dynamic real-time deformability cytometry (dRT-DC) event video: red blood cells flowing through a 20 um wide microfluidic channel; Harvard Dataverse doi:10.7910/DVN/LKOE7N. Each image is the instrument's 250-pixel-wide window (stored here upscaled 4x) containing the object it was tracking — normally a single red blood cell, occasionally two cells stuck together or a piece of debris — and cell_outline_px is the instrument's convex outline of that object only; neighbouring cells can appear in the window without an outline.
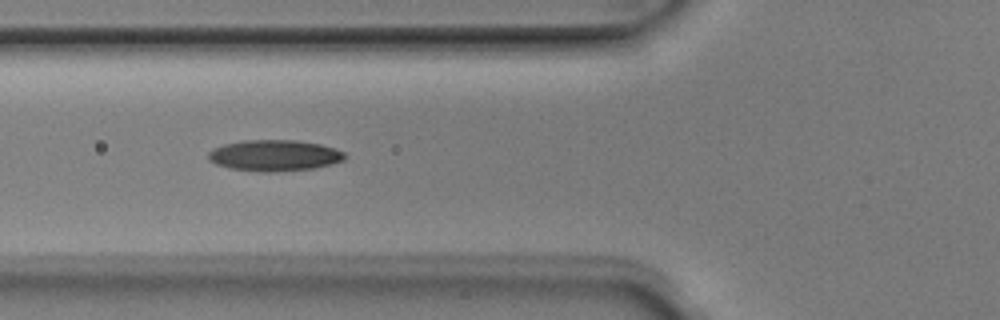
{"species": "Egyptian fruit bat (a non-hibernating species)", "species_latin": "Rousettus aegyptiacus", "temperature_condition": "room temperature", "stored_images_in_passage": 9, "camera_frame_rate_fps": 3000, "um_per_image_px": 0.085, "animal": {"sex": "male"}, "frame": {"image": 1, "passage_image": 6, "time_ms": 1.667, "image_size_px": [1000, 320], "cell_outline_px": [[348, 156], [344, 160], [332, 164], [312, 168], [276, 172], [260, 172], [228, 168], [216, 164], [208, 160], [208, 152], [212, 148], [224, 144], [244, 140], [296, 140], [320, 144], [336, 148], [344, 152]], "centroid_in_image_um": [23.32, 13.21], "position_along_channel_um": 102.5, "area_um2": 25.03}}
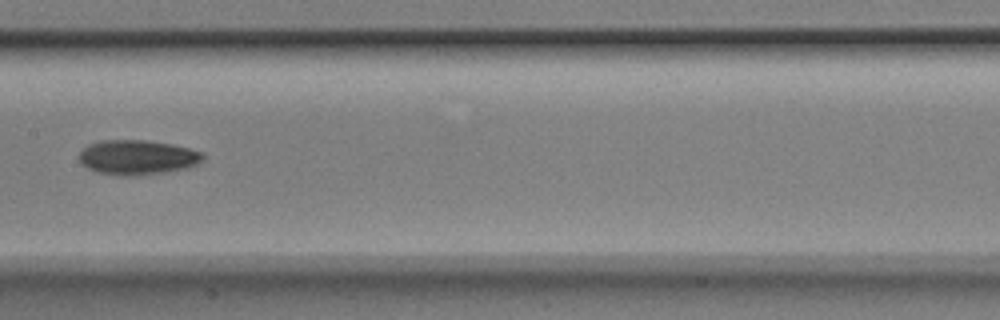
{"frame": {"image": 2, "passage_image": 8, "time_ms": 2.333, "image_size_px": [1000, 320], "cell_outline_px": [[204, 160], [188, 168], [164, 172], [136, 176], [120, 176], [96, 172], [80, 164], [80, 152], [88, 144], [100, 140], [148, 140], [172, 144], [188, 148], [200, 152], [204, 156]], "centroid_in_image_um": [11.66, 13.38], "position_along_channel_um": 195.7, "area_um2": 25.2}}
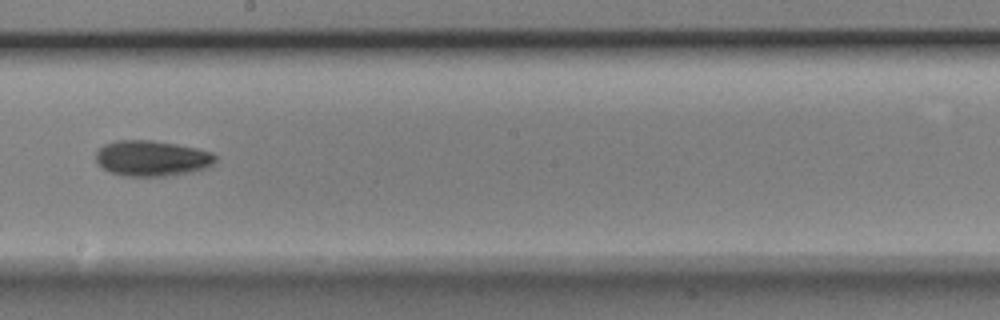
{"frame": {"image": 3, "passage_image": 9, "time_ms": 2.667, "image_size_px": [1000, 320], "cell_outline_px": [[216, 160], [208, 168], [188, 172], [164, 176], [128, 176], [108, 172], [96, 160], [96, 152], [104, 144], [116, 140], [152, 140], [200, 148], [212, 152], [216, 156]], "centroid_in_image_um": [12.93, 13.44], "position_along_channel_um": 235.3, "area_um2": 24.85}}